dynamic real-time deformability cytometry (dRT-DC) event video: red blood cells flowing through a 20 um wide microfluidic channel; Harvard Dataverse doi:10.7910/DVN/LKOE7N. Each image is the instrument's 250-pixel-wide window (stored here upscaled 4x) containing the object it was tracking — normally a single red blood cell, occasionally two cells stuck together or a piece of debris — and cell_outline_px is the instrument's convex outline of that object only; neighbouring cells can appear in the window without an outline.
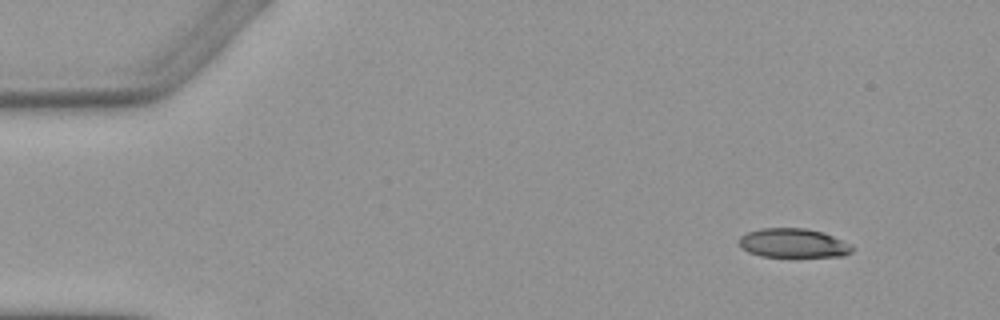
{"species": "Egyptian fruit bat (a non-hibernating species)", "species_latin": "Rousettus aegyptiacus", "temperature_condition": "warm", "stored_images_in_passage": 3, "camera_frame_rate_fps": 3000, "um_per_image_px": 0.085, "animal": {"sex": "female"}, "frame": {"image": 1, "passage_image": 1, "time_ms": 0.0, "image_size_px": [1000, 320], "cell_outline_px": [[856, 248], [852, 252], [844, 256], [796, 260], [792, 260], [760, 256], [748, 252], [740, 248], [736, 240], [740, 236], [748, 232], [760, 228], [804, 228], [824, 232], [852, 244]], "centroid_in_image_um": [67.45, 20.73], "position_along_channel_um": 17.5, "area_um2": 20.75}}
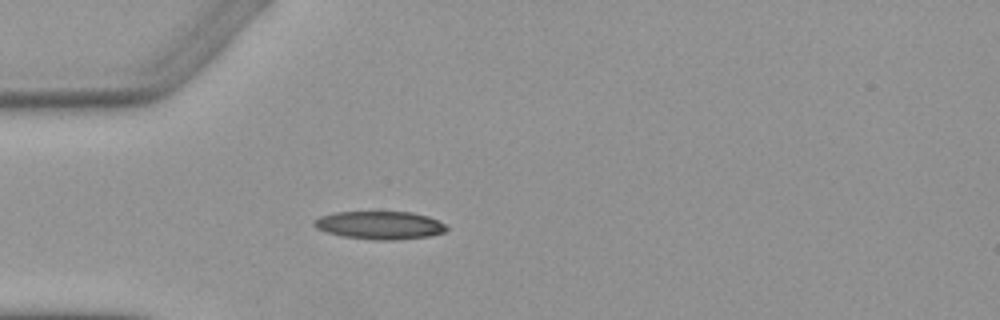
{"frame": {"image": 2, "passage_image": 3, "time_ms": 3.333, "image_size_px": [1000, 320], "cell_outline_px": [[448, 228], [444, 232], [428, 236], [396, 240], [372, 240], [340, 236], [316, 228], [312, 224], [312, 220], [320, 216], [336, 212], [412, 212], [428, 216], [444, 224]], "centroid_in_image_um": [32.24, 19.14], "position_along_channel_um": 52.8, "area_um2": 21.68}}